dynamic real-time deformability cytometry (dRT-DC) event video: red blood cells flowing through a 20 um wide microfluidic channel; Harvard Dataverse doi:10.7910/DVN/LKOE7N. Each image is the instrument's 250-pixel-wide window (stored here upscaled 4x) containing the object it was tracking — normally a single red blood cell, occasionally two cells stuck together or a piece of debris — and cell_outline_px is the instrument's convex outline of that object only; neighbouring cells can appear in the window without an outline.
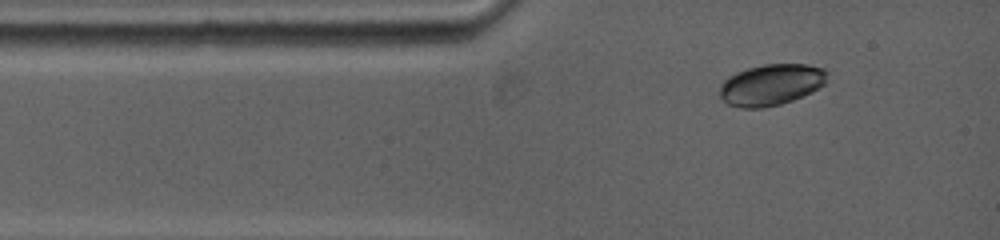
{"species": "common noctule bat (a hibernating species)", "species_latin": "Nyctalus noctula", "temperature_condition": "warm", "stored_images_in_passage": 6, "camera_frame_rate_fps": 5000, "um_per_image_px": 0.085, "animal": {"sex": "female", "body_mass_g": 19.0, "forearm_length_mm": 53.3}, "frame": {"image": 1, "passage_image": 1, "time_ms": 0.0, "image_size_px": [1000, 240], "cell_outline_px": [[828, 72], [824, 84], [812, 92], [792, 100], [780, 104], [764, 108], [740, 108], [728, 104], [720, 96], [720, 84], [728, 76], [736, 72], [748, 68], [764, 64], [808, 64], [824, 68]], "centroid_in_image_um": [65.54, 7.2], "position_along_channel_um": 19.5, "area_um2": 25.95}}
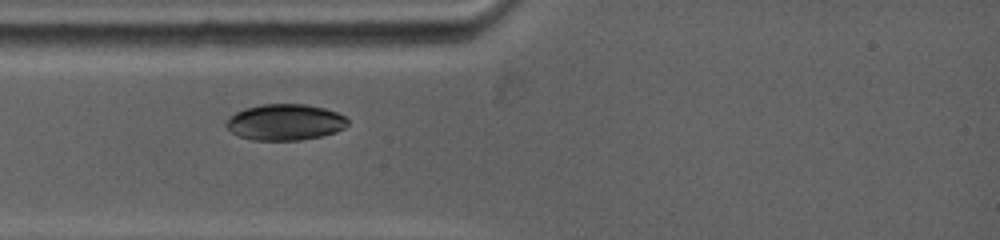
{"frame": {"image": 2, "passage_image": 4, "time_ms": 1.6, "image_size_px": [1000, 240], "cell_outline_px": [[348, 124], [344, 128], [336, 132], [320, 136], [300, 140], [252, 140], [240, 136], [232, 132], [224, 124], [236, 112], [244, 108], [260, 104], [304, 104], [324, 108], [336, 112], [344, 116], [348, 120]], "centroid_in_image_um": [24.24, 10.38], "position_along_channel_um": 60.8, "area_um2": 25.49}}
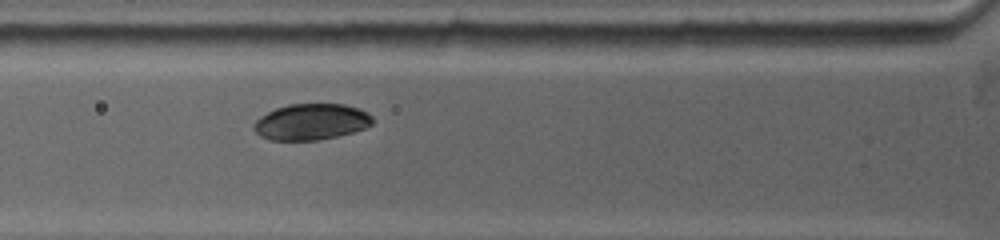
{"frame": {"image": 3, "passage_image": 6, "time_ms": 2.6, "image_size_px": [1000, 240], "cell_outline_px": [[372, 124], [364, 128], [352, 132], [336, 136], [316, 140], [268, 140], [260, 136], [252, 128], [252, 124], [260, 116], [276, 108], [288, 104], [344, 104], [360, 108], [368, 112], [372, 116]], "centroid_in_image_um": [26.43, 10.35], "position_along_channel_um": 99.4, "area_um2": 25.09}}